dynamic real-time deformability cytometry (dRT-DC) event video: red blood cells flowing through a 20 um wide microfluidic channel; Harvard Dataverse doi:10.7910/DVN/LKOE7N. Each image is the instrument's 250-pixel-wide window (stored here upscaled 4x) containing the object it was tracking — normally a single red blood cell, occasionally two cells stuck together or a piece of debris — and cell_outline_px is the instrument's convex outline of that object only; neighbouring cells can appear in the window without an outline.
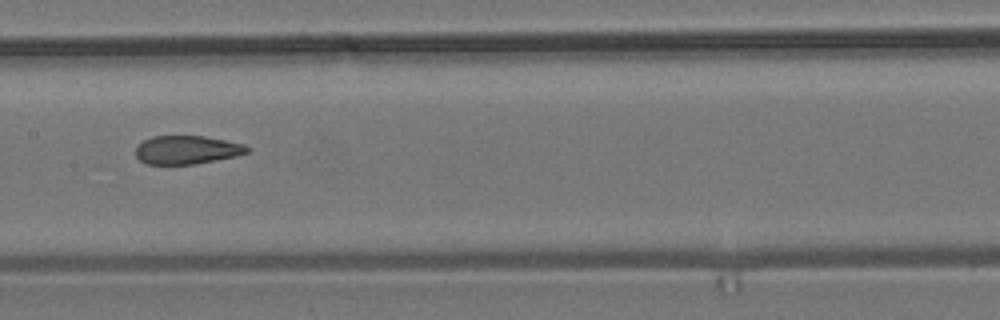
{"species": "common noctule bat (a hibernating species)", "species_latin": "Nyctalus noctula", "temperature_condition": "room temperature", "stored_images_in_passage": 15, "camera_frame_rate_fps": 3000, "um_per_image_px": 0.085, "animal": {"sex": "male", "body_mass_g": 19.2, "forearm_length_mm": 51.8}, "frame": {"image": 1, "passage_image": 7, "time_ms": 8.0, "image_size_px": [1000, 320], "cell_outline_px": [[252, 148], [248, 152], [236, 156], [192, 164], [148, 164], [140, 160], [136, 156], [136, 144], [152, 136], [204, 136], [244, 144]], "centroid_in_image_um": [15.88, 12.73], "position_along_channel_um": 191.5, "area_um2": 18.44}}
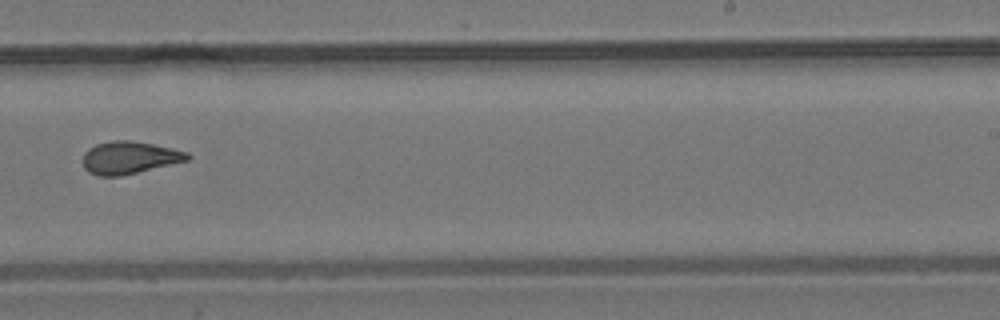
{"frame": {"image": 2, "passage_image": 9, "time_ms": 10.333, "image_size_px": [1000, 320], "cell_outline_px": [[192, 156], [188, 160], [120, 176], [100, 176], [88, 172], [84, 168], [84, 152], [88, 148], [96, 144], [112, 140], [132, 140], [172, 148], [188, 152]], "centroid_in_image_um": [10.99, 13.39], "position_along_channel_um": 278.0, "area_um2": 19.71}}
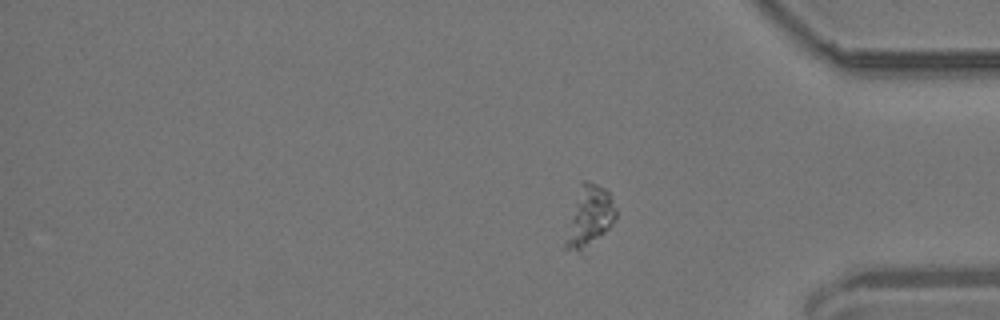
{"frame": {"image": 3, "passage_image": 15, "time_ms": 18.0, "image_size_px": [1000, 320], "cell_outline_px": [[616, 216], [612, 224], [604, 232], [580, 252], [564, 248], [564, 244], [580, 180], [584, 180], [596, 184], [604, 188], [608, 192], [616, 208]], "centroid_in_image_um": [50.09, 18.36], "position_along_channel_um": 385.1, "area_um2": 17.11}, "authors_computed_cell_mechanics": {"area_um2": 19.2474, "velocity_mm_per_s": 3.701, "shape_relaxation_time_tau1_ms": null, "shape_relaxation_time_tau2_ms": 2.2703, "deformation_change_tau1": null, "deformation_change_tau2": 0.1001}}